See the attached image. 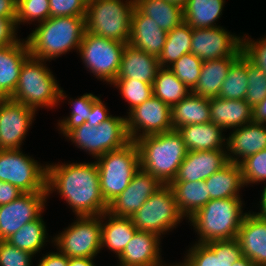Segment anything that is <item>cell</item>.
<instances>
[{
  "mask_svg": "<svg viewBox=\"0 0 266 266\" xmlns=\"http://www.w3.org/2000/svg\"><path fill=\"white\" fill-rule=\"evenodd\" d=\"M192 33L193 28L184 21L167 33L165 45L157 58L160 67H169L191 52Z\"/></svg>",
  "mask_w": 266,
  "mask_h": 266,
  "instance_id": "cell-35",
  "label": "cell"
},
{
  "mask_svg": "<svg viewBox=\"0 0 266 266\" xmlns=\"http://www.w3.org/2000/svg\"><path fill=\"white\" fill-rule=\"evenodd\" d=\"M211 122L224 129L239 128L254 121V110L246 100L209 98Z\"/></svg>",
  "mask_w": 266,
  "mask_h": 266,
  "instance_id": "cell-25",
  "label": "cell"
},
{
  "mask_svg": "<svg viewBox=\"0 0 266 266\" xmlns=\"http://www.w3.org/2000/svg\"><path fill=\"white\" fill-rule=\"evenodd\" d=\"M192 91L168 67H160L153 82V95L173 107Z\"/></svg>",
  "mask_w": 266,
  "mask_h": 266,
  "instance_id": "cell-36",
  "label": "cell"
},
{
  "mask_svg": "<svg viewBox=\"0 0 266 266\" xmlns=\"http://www.w3.org/2000/svg\"><path fill=\"white\" fill-rule=\"evenodd\" d=\"M240 197L210 200L189 218L198 232V243L230 240L237 237L247 213L242 211Z\"/></svg>",
  "mask_w": 266,
  "mask_h": 266,
  "instance_id": "cell-4",
  "label": "cell"
},
{
  "mask_svg": "<svg viewBox=\"0 0 266 266\" xmlns=\"http://www.w3.org/2000/svg\"><path fill=\"white\" fill-rule=\"evenodd\" d=\"M22 194L23 192L14 185L0 181V205L8 204Z\"/></svg>",
  "mask_w": 266,
  "mask_h": 266,
  "instance_id": "cell-50",
  "label": "cell"
},
{
  "mask_svg": "<svg viewBox=\"0 0 266 266\" xmlns=\"http://www.w3.org/2000/svg\"><path fill=\"white\" fill-rule=\"evenodd\" d=\"M16 18L0 17V48L16 44L20 39L16 38Z\"/></svg>",
  "mask_w": 266,
  "mask_h": 266,
  "instance_id": "cell-48",
  "label": "cell"
},
{
  "mask_svg": "<svg viewBox=\"0 0 266 266\" xmlns=\"http://www.w3.org/2000/svg\"><path fill=\"white\" fill-rule=\"evenodd\" d=\"M35 110L6 98L0 109V150L21 149Z\"/></svg>",
  "mask_w": 266,
  "mask_h": 266,
  "instance_id": "cell-16",
  "label": "cell"
},
{
  "mask_svg": "<svg viewBox=\"0 0 266 266\" xmlns=\"http://www.w3.org/2000/svg\"><path fill=\"white\" fill-rule=\"evenodd\" d=\"M47 197V191L23 193L10 203L0 205V240H6L24 224L38 219Z\"/></svg>",
  "mask_w": 266,
  "mask_h": 266,
  "instance_id": "cell-14",
  "label": "cell"
},
{
  "mask_svg": "<svg viewBox=\"0 0 266 266\" xmlns=\"http://www.w3.org/2000/svg\"><path fill=\"white\" fill-rule=\"evenodd\" d=\"M112 115L108 114L106 106L102 100L98 97L92 104L90 115L86 120V124L97 127L103 121L109 119Z\"/></svg>",
  "mask_w": 266,
  "mask_h": 266,
  "instance_id": "cell-49",
  "label": "cell"
},
{
  "mask_svg": "<svg viewBox=\"0 0 266 266\" xmlns=\"http://www.w3.org/2000/svg\"><path fill=\"white\" fill-rule=\"evenodd\" d=\"M86 3L90 2V1H93V0H84Z\"/></svg>",
  "mask_w": 266,
  "mask_h": 266,
  "instance_id": "cell-60",
  "label": "cell"
},
{
  "mask_svg": "<svg viewBox=\"0 0 266 266\" xmlns=\"http://www.w3.org/2000/svg\"><path fill=\"white\" fill-rule=\"evenodd\" d=\"M45 222L40 216L38 219L24 224L16 233L6 239L11 245L35 255L46 242Z\"/></svg>",
  "mask_w": 266,
  "mask_h": 266,
  "instance_id": "cell-38",
  "label": "cell"
},
{
  "mask_svg": "<svg viewBox=\"0 0 266 266\" xmlns=\"http://www.w3.org/2000/svg\"><path fill=\"white\" fill-rule=\"evenodd\" d=\"M17 0H0V17L16 18Z\"/></svg>",
  "mask_w": 266,
  "mask_h": 266,
  "instance_id": "cell-52",
  "label": "cell"
},
{
  "mask_svg": "<svg viewBox=\"0 0 266 266\" xmlns=\"http://www.w3.org/2000/svg\"><path fill=\"white\" fill-rule=\"evenodd\" d=\"M185 266H231L242 257L238 240H215L196 243L188 250Z\"/></svg>",
  "mask_w": 266,
  "mask_h": 266,
  "instance_id": "cell-18",
  "label": "cell"
},
{
  "mask_svg": "<svg viewBox=\"0 0 266 266\" xmlns=\"http://www.w3.org/2000/svg\"><path fill=\"white\" fill-rule=\"evenodd\" d=\"M177 131L187 151L224 150L222 145L226 139L222 136L223 129L212 122L186 125Z\"/></svg>",
  "mask_w": 266,
  "mask_h": 266,
  "instance_id": "cell-28",
  "label": "cell"
},
{
  "mask_svg": "<svg viewBox=\"0 0 266 266\" xmlns=\"http://www.w3.org/2000/svg\"><path fill=\"white\" fill-rule=\"evenodd\" d=\"M5 99H6V97H5V96H2V95L0 94V109H1L2 104H3V102H4Z\"/></svg>",
  "mask_w": 266,
  "mask_h": 266,
  "instance_id": "cell-58",
  "label": "cell"
},
{
  "mask_svg": "<svg viewBox=\"0 0 266 266\" xmlns=\"http://www.w3.org/2000/svg\"><path fill=\"white\" fill-rule=\"evenodd\" d=\"M169 186L173 190L179 211L188 219L210 201L204 180L172 181Z\"/></svg>",
  "mask_w": 266,
  "mask_h": 266,
  "instance_id": "cell-31",
  "label": "cell"
},
{
  "mask_svg": "<svg viewBox=\"0 0 266 266\" xmlns=\"http://www.w3.org/2000/svg\"><path fill=\"white\" fill-rule=\"evenodd\" d=\"M157 57L126 44L116 79H135L153 85L158 69Z\"/></svg>",
  "mask_w": 266,
  "mask_h": 266,
  "instance_id": "cell-26",
  "label": "cell"
},
{
  "mask_svg": "<svg viewBox=\"0 0 266 266\" xmlns=\"http://www.w3.org/2000/svg\"><path fill=\"white\" fill-rule=\"evenodd\" d=\"M63 92L44 60L30 56L22 65L17 87L10 99L37 111L38 107L56 106L61 98L67 97Z\"/></svg>",
  "mask_w": 266,
  "mask_h": 266,
  "instance_id": "cell-5",
  "label": "cell"
},
{
  "mask_svg": "<svg viewBox=\"0 0 266 266\" xmlns=\"http://www.w3.org/2000/svg\"><path fill=\"white\" fill-rule=\"evenodd\" d=\"M130 218L137 230L161 236L175 228L184 216L178 209L171 187L163 185Z\"/></svg>",
  "mask_w": 266,
  "mask_h": 266,
  "instance_id": "cell-9",
  "label": "cell"
},
{
  "mask_svg": "<svg viewBox=\"0 0 266 266\" xmlns=\"http://www.w3.org/2000/svg\"><path fill=\"white\" fill-rule=\"evenodd\" d=\"M159 238L155 233L137 230L118 256L119 266H163Z\"/></svg>",
  "mask_w": 266,
  "mask_h": 266,
  "instance_id": "cell-23",
  "label": "cell"
},
{
  "mask_svg": "<svg viewBox=\"0 0 266 266\" xmlns=\"http://www.w3.org/2000/svg\"><path fill=\"white\" fill-rule=\"evenodd\" d=\"M106 217L109 220L103 223ZM101 218V247L106 246L119 256L137 229L130 217H118L106 211L101 214Z\"/></svg>",
  "mask_w": 266,
  "mask_h": 266,
  "instance_id": "cell-30",
  "label": "cell"
},
{
  "mask_svg": "<svg viewBox=\"0 0 266 266\" xmlns=\"http://www.w3.org/2000/svg\"><path fill=\"white\" fill-rule=\"evenodd\" d=\"M34 255L0 240V266H31Z\"/></svg>",
  "mask_w": 266,
  "mask_h": 266,
  "instance_id": "cell-45",
  "label": "cell"
},
{
  "mask_svg": "<svg viewBox=\"0 0 266 266\" xmlns=\"http://www.w3.org/2000/svg\"><path fill=\"white\" fill-rule=\"evenodd\" d=\"M101 215L78 216L71 226L52 240L68 258H94L101 247Z\"/></svg>",
  "mask_w": 266,
  "mask_h": 266,
  "instance_id": "cell-12",
  "label": "cell"
},
{
  "mask_svg": "<svg viewBox=\"0 0 266 266\" xmlns=\"http://www.w3.org/2000/svg\"><path fill=\"white\" fill-rule=\"evenodd\" d=\"M262 196H261V202H260V212L258 214H261L266 217V186L264 187V190L262 191Z\"/></svg>",
  "mask_w": 266,
  "mask_h": 266,
  "instance_id": "cell-56",
  "label": "cell"
},
{
  "mask_svg": "<svg viewBox=\"0 0 266 266\" xmlns=\"http://www.w3.org/2000/svg\"><path fill=\"white\" fill-rule=\"evenodd\" d=\"M166 37L167 32L135 6L128 44L158 58L165 45Z\"/></svg>",
  "mask_w": 266,
  "mask_h": 266,
  "instance_id": "cell-22",
  "label": "cell"
},
{
  "mask_svg": "<svg viewBox=\"0 0 266 266\" xmlns=\"http://www.w3.org/2000/svg\"><path fill=\"white\" fill-rule=\"evenodd\" d=\"M85 16L49 17L27 38L30 56L45 62L80 47Z\"/></svg>",
  "mask_w": 266,
  "mask_h": 266,
  "instance_id": "cell-2",
  "label": "cell"
},
{
  "mask_svg": "<svg viewBox=\"0 0 266 266\" xmlns=\"http://www.w3.org/2000/svg\"><path fill=\"white\" fill-rule=\"evenodd\" d=\"M131 141L173 130L171 107L154 95L132 109L126 117ZM143 130V131H141ZM142 133H138V132Z\"/></svg>",
  "mask_w": 266,
  "mask_h": 266,
  "instance_id": "cell-13",
  "label": "cell"
},
{
  "mask_svg": "<svg viewBox=\"0 0 266 266\" xmlns=\"http://www.w3.org/2000/svg\"><path fill=\"white\" fill-rule=\"evenodd\" d=\"M236 239L242 256L256 266H266V217L258 213H247Z\"/></svg>",
  "mask_w": 266,
  "mask_h": 266,
  "instance_id": "cell-19",
  "label": "cell"
},
{
  "mask_svg": "<svg viewBox=\"0 0 266 266\" xmlns=\"http://www.w3.org/2000/svg\"><path fill=\"white\" fill-rule=\"evenodd\" d=\"M211 122L209 98L192 92L176 105L171 107V123L173 130L192 125Z\"/></svg>",
  "mask_w": 266,
  "mask_h": 266,
  "instance_id": "cell-29",
  "label": "cell"
},
{
  "mask_svg": "<svg viewBox=\"0 0 266 266\" xmlns=\"http://www.w3.org/2000/svg\"><path fill=\"white\" fill-rule=\"evenodd\" d=\"M244 185L266 180V149L250 155L239 163Z\"/></svg>",
  "mask_w": 266,
  "mask_h": 266,
  "instance_id": "cell-43",
  "label": "cell"
},
{
  "mask_svg": "<svg viewBox=\"0 0 266 266\" xmlns=\"http://www.w3.org/2000/svg\"><path fill=\"white\" fill-rule=\"evenodd\" d=\"M135 6L167 33L184 21L183 9L166 0H135Z\"/></svg>",
  "mask_w": 266,
  "mask_h": 266,
  "instance_id": "cell-33",
  "label": "cell"
},
{
  "mask_svg": "<svg viewBox=\"0 0 266 266\" xmlns=\"http://www.w3.org/2000/svg\"><path fill=\"white\" fill-rule=\"evenodd\" d=\"M102 196L107 204L119 196L140 169L139 150L134 141L96 158Z\"/></svg>",
  "mask_w": 266,
  "mask_h": 266,
  "instance_id": "cell-7",
  "label": "cell"
},
{
  "mask_svg": "<svg viewBox=\"0 0 266 266\" xmlns=\"http://www.w3.org/2000/svg\"><path fill=\"white\" fill-rule=\"evenodd\" d=\"M247 81V57L242 53L230 66L218 97L245 100L248 87Z\"/></svg>",
  "mask_w": 266,
  "mask_h": 266,
  "instance_id": "cell-37",
  "label": "cell"
},
{
  "mask_svg": "<svg viewBox=\"0 0 266 266\" xmlns=\"http://www.w3.org/2000/svg\"><path fill=\"white\" fill-rule=\"evenodd\" d=\"M47 166L16 150H0V181L8 182L23 193L46 189Z\"/></svg>",
  "mask_w": 266,
  "mask_h": 266,
  "instance_id": "cell-11",
  "label": "cell"
},
{
  "mask_svg": "<svg viewBox=\"0 0 266 266\" xmlns=\"http://www.w3.org/2000/svg\"><path fill=\"white\" fill-rule=\"evenodd\" d=\"M163 184L139 169L127 188L108 204L107 212L118 217H132Z\"/></svg>",
  "mask_w": 266,
  "mask_h": 266,
  "instance_id": "cell-17",
  "label": "cell"
},
{
  "mask_svg": "<svg viewBox=\"0 0 266 266\" xmlns=\"http://www.w3.org/2000/svg\"><path fill=\"white\" fill-rule=\"evenodd\" d=\"M66 137L79 148L91 153L94 158L121 149L131 142L126 117L119 116H111L97 127L83 123L72 129Z\"/></svg>",
  "mask_w": 266,
  "mask_h": 266,
  "instance_id": "cell-8",
  "label": "cell"
},
{
  "mask_svg": "<svg viewBox=\"0 0 266 266\" xmlns=\"http://www.w3.org/2000/svg\"><path fill=\"white\" fill-rule=\"evenodd\" d=\"M202 63L199 57L189 52L168 68L192 91L198 83Z\"/></svg>",
  "mask_w": 266,
  "mask_h": 266,
  "instance_id": "cell-40",
  "label": "cell"
},
{
  "mask_svg": "<svg viewBox=\"0 0 266 266\" xmlns=\"http://www.w3.org/2000/svg\"><path fill=\"white\" fill-rule=\"evenodd\" d=\"M224 3V0H188L183 8L184 22L192 28L219 27L215 21L222 14Z\"/></svg>",
  "mask_w": 266,
  "mask_h": 266,
  "instance_id": "cell-34",
  "label": "cell"
},
{
  "mask_svg": "<svg viewBox=\"0 0 266 266\" xmlns=\"http://www.w3.org/2000/svg\"><path fill=\"white\" fill-rule=\"evenodd\" d=\"M47 166L48 196L57 190L78 216H98L108 209L102 196L97 163Z\"/></svg>",
  "mask_w": 266,
  "mask_h": 266,
  "instance_id": "cell-1",
  "label": "cell"
},
{
  "mask_svg": "<svg viewBox=\"0 0 266 266\" xmlns=\"http://www.w3.org/2000/svg\"><path fill=\"white\" fill-rule=\"evenodd\" d=\"M30 57L27 41L0 48V94L10 98L19 81L23 63Z\"/></svg>",
  "mask_w": 266,
  "mask_h": 266,
  "instance_id": "cell-24",
  "label": "cell"
},
{
  "mask_svg": "<svg viewBox=\"0 0 266 266\" xmlns=\"http://www.w3.org/2000/svg\"><path fill=\"white\" fill-rule=\"evenodd\" d=\"M242 48V38L222 27L193 28L191 53L202 61L234 56Z\"/></svg>",
  "mask_w": 266,
  "mask_h": 266,
  "instance_id": "cell-15",
  "label": "cell"
},
{
  "mask_svg": "<svg viewBox=\"0 0 266 266\" xmlns=\"http://www.w3.org/2000/svg\"><path fill=\"white\" fill-rule=\"evenodd\" d=\"M135 143L139 150L140 169L163 185H169L188 152L181 134L171 130L142 137Z\"/></svg>",
  "mask_w": 266,
  "mask_h": 266,
  "instance_id": "cell-3",
  "label": "cell"
},
{
  "mask_svg": "<svg viewBox=\"0 0 266 266\" xmlns=\"http://www.w3.org/2000/svg\"><path fill=\"white\" fill-rule=\"evenodd\" d=\"M37 266H69V258L59 252L44 255Z\"/></svg>",
  "mask_w": 266,
  "mask_h": 266,
  "instance_id": "cell-51",
  "label": "cell"
},
{
  "mask_svg": "<svg viewBox=\"0 0 266 266\" xmlns=\"http://www.w3.org/2000/svg\"><path fill=\"white\" fill-rule=\"evenodd\" d=\"M166 1L172 4H175V5H178L179 7L183 9L188 0H166Z\"/></svg>",
  "mask_w": 266,
  "mask_h": 266,
  "instance_id": "cell-57",
  "label": "cell"
},
{
  "mask_svg": "<svg viewBox=\"0 0 266 266\" xmlns=\"http://www.w3.org/2000/svg\"><path fill=\"white\" fill-rule=\"evenodd\" d=\"M135 0H93L87 3L85 31L128 44Z\"/></svg>",
  "mask_w": 266,
  "mask_h": 266,
  "instance_id": "cell-6",
  "label": "cell"
},
{
  "mask_svg": "<svg viewBox=\"0 0 266 266\" xmlns=\"http://www.w3.org/2000/svg\"><path fill=\"white\" fill-rule=\"evenodd\" d=\"M50 17L85 16L87 3L84 0H49Z\"/></svg>",
  "mask_w": 266,
  "mask_h": 266,
  "instance_id": "cell-47",
  "label": "cell"
},
{
  "mask_svg": "<svg viewBox=\"0 0 266 266\" xmlns=\"http://www.w3.org/2000/svg\"><path fill=\"white\" fill-rule=\"evenodd\" d=\"M231 266H256V265L247 257L242 256L236 262H233Z\"/></svg>",
  "mask_w": 266,
  "mask_h": 266,
  "instance_id": "cell-55",
  "label": "cell"
},
{
  "mask_svg": "<svg viewBox=\"0 0 266 266\" xmlns=\"http://www.w3.org/2000/svg\"><path fill=\"white\" fill-rule=\"evenodd\" d=\"M242 49L249 61L266 74V38L259 41L242 38Z\"/></svg>",
  "mask_w": 266,
  "mask_h": 266,
  "instance_id": "cell-46",
  "label": "cell"
},
{
  "mask_svg": "<svg viewBox=\"0 0 266 266\" xmlns=\"http://www.w3.org/2000/svg\"><path fill=\"white\" fill-rule=\"evenodd\" d=\"M126 43L96 36L85 31L78 48L83 63L96 78L111 84L120 69L121 55Z\"/></svg>",
  "mask_w": 266,
  "mask_h": 266,
  "instance_id": "cell-10",
  "label": "cell"
},
{
  "mask_svg": "<svg viewBox=\"0 0 266 266\" xmlns=\"http://www.w3.org/2000/svg\"><path fill=\"white\" fill-rule=\"evenodd\" d=\"M227 163L226 150L188 151L173 181H205Z\"/></svg>",
  "mask_w": 266,
  "mask_h": 266,
  "instance_id": "cell-20",
  "label": "cell"
},
{
  "mask_svg": "<svg viewBox=\"0 0 266 266\" xmlns=\"http://www.w3.org/2000/svg\"><path fill=\"white\" fill-rule=\"evenodd\" d=\"M119 88L122 97L128 102L129 112L153 96V85L131 79H115L111 85Z\"/></svg>",
  "mask_w": 266,
  "mask_h": 266,
  "instance_id": "cell-39",
  "label": "cell"
},
{
  "mask_svg": "<svg viewBox=\"0 0 266 266\" xmlns=\"http://www.w3.org/2000/svg\"><path fill=\"white\" fill-rule=\"evenodd\" d=\"M210 200L240 197L243 187L241 167L237 163L228 162L220 170L205 180Z\"/></svg>",
  "mask_w": 266,
  "mask_h": 266,
  "instance_id": "cell-32",
  "label": "cell"
},
{
  "mask_svg": "<svg viewBox=\"0 0 266 266\" xmlns=\"http://www.w3.org/2000/svg\"><path fill=\"white\" fill-rule=\"evenodd\" d=\"M254 122L266 123V96L254 108Z\"/></svg>",
  "mask_w": 266,
  "mask_h": 266,
  "instance_id": "cell-53",
  "label": "cell"
},
{
  "mask_svg": "<svg viewBox=\"0 0 266 266\" xmlns=\"http://www.w3.org/2000/svg\"><path fill=\"white\" fill-rule=\"evenodd\" d=\"M163 266H164V265H163ZM171 266H185V265L181 262L180 265L177 264V265H171Z\"/></svg>",
  "mask_w": 266,
  "mask_h": 266,
  "instance_id": "cell-59",
  "label": "cell"
},
{
  "mask_svg": "<svg viewBox=\"0 0 266 266\" xmlns=\"http://www.w3.org/2000/svg\"><path fill=\"white\" fill-rule=\"evenodd\" d=\"M97 98V96L91 93H86L78 99L76 98L74 102L73 100L70 102V104L72 103L71 106H73L70 113L71 115L58 123V126L64 136H66L72 129L86 123V120L90 115L92 104Z\"/></svg>",
  "mask_w": 266,
  "mask_h": 266,
  "instance_id": "cell-41",
  "label": "cell"
},
{
  "mask_svg": "<svg viewBox=\"0 0 266 266\" xmlns=\"http://www.w3.org/2000/svg\"><path fill=\"white\" fill-rule=\"evenodd\" d=\"M242 53L241 48L234 56L203 61L198 83L192 93L206 98L218 97L230 66Z\"/></svg>",
  "mask_w": 266,
  "mask_h": 266,
  "instance_id": "cell-27",
  "label": "cell"
},
{
  "mask_svg": "<svg viewBox=\"0 0 266 266\" xmlns=\"http://www.w3.org/2000/svg\"><path fill=\"white\" fill-rule=\"evenodd\" d=\"M247 77L248 87L245 100L254 108L266 96V74L247 58Z\"/></svg>",
  "mask_w": 266,
  "mask_h": 266,
  "instance_id": "cell-44",
  "label": "cell"
},
{
  "mask_svg": "<svg viewBox=\"0 0 266 266\" xmlns=\"http://www.w3.org/2000/svg\"><path fill=\"white\" fill-rule=\"evenodd\" d=\"M93 258L76 257L69 258V266H95Z\"/></svg>",
  "mask_w": 266,
  "mask_h": 266,
  "instance_id": "cell-54",
  "label": "cell"
},
{
  "mask_svg": "<svg viewBox=\"0 0 266 266\" xmlns=\"http://www.w3.org/2000/svg\"><path fill=\"white\" fill-rule=\"evenodd\" d=\"M266 123L251 122L242 127L235 128L226 139L228 162L239 164L250 155L266 149ZM229 153V154H228ZM234 156H232V155ZM237 156V157H236ZM242 159H239V158Z\"/></svg>",
  "mask_w": 266,
  "mask_h": 266,
  "instance_id": "cell-21",
  "label": "cell"
},
{
  "mask_svg": "<svg viewBox=\"0 0 266 266\" xmlns=\"http://www.w3.org/2000/svg\"><path fill=\"white\" fill-rule=\"evenodd\" d=\"M50 17L49 0H17L16 25L37 20L39 23Z\"/></svg>",
  "mask_w": 266,
  "mask_h": 266,
  "instance_id": "cell-42",
  "label": "cell"
}]
</instances>
